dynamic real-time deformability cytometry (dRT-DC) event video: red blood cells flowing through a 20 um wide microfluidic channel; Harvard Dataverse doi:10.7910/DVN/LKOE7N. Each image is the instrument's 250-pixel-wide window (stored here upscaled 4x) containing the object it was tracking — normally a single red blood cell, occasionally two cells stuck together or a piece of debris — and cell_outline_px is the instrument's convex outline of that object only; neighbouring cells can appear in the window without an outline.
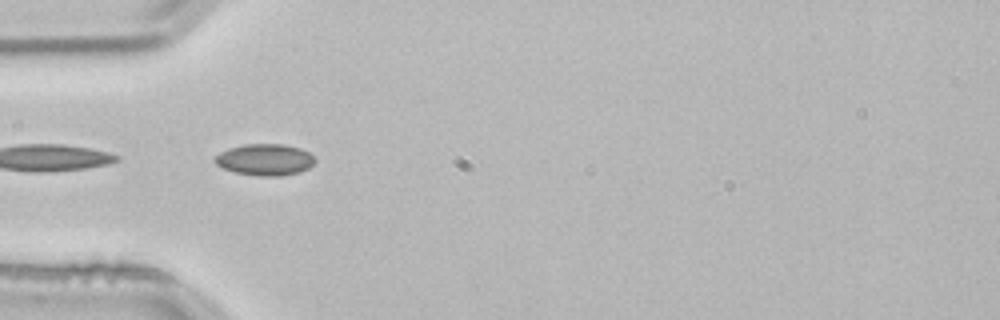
{"species": "common noctule bat (a hibernating species)", "species_latin": "Nyctalus noctula", "temperature_condition": "room temperature", "stored_images_in_passage": 21, "segment_of_instrument_passage": [2, 2], "camera_frame_rate_fps": 3000, "um_per_image_px": 0.085, "animal": {"sex": "male", "body_mass_g": 21.5, "forearm_length_mm": 52.0}, "frame": {"image": 1, "passage_image": 16, "time_ms": 5.0, "image_size_px": [1000, 320], "cell_outline_px": [[316, 160], [308, 168], [300, 172], [280, 176], [260, 176], [236, 172], [224, 168], [216, 164], [212, 160], [220, 152], [228, 148], [244, 144], [284, 144], [300, 148], [308, 152]], "centroid_in_image_um": [22.51, 13.56], "position_along_channel_um": 62.5, "area_um2": 18.32}}